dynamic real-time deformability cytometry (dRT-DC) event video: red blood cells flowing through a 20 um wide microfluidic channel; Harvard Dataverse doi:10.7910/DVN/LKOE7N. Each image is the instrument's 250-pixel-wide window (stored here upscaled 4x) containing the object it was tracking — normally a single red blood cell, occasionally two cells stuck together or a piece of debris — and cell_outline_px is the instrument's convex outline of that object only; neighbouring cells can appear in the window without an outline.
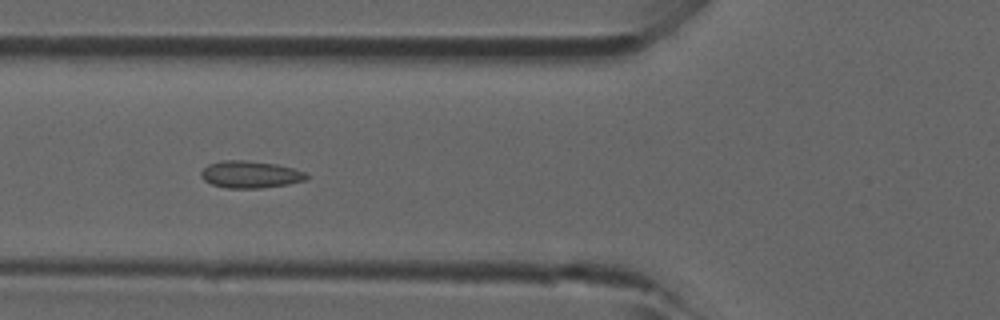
{"species": "common noctule bat (a hibernating species)", "species_latin": "Nyctalus noctula", "temperature_condition": "room temperature", "stored_images_in_passage": 41, "camera_frame_rate_fps": 3000, "um_per_image_px": 0.085, "animal": {"sex": "male", "forearm_length_mm": 52.5}, "frame": {"image": 1, "passage_image": 12, "time_ms": 3.667, "image_size_px": [1000, 320], "cell_outline_px": [[308, 176], [304, 180], [288, 184], [260, 188], [228, 188], [212, 184], [204, 180], [200, 176], [200, 172], [208, 164], [224, 160], [244, 160], [276, 164], [292, 168], [304, 172]], "centroid_in_image_um": [21.24, 14.83], "position_along_channel_um": 104.6, "area_um2": 16.47}}
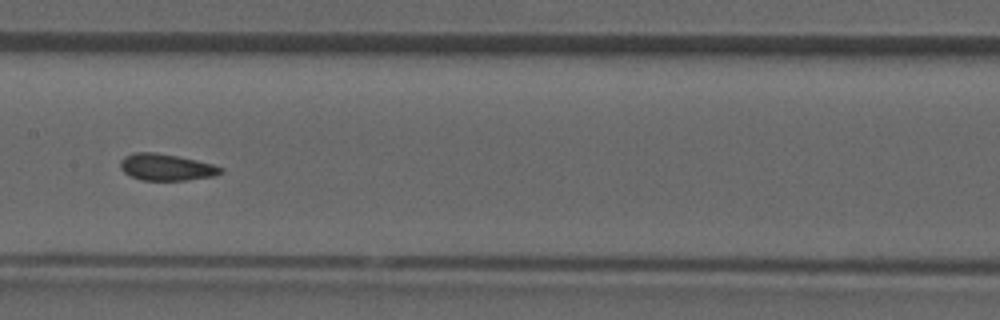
{"frame": {"image": 2, "passage_image": 18, "time_ms": 5.667, "image_size_px": [1000, 320], "cell_outline_px": [[224, 172], [216, 176], [184, 180], [140, 180], [124, 172], [120, 168], [120, 160], [124, 156], [132, 152], [156, 152], [180, 156], [212, 164], [224, 168]], "centroid_in_image_um": [14.14, 14.2], "position_along_channel_um": 193.3, "area_um2": 15.78}}